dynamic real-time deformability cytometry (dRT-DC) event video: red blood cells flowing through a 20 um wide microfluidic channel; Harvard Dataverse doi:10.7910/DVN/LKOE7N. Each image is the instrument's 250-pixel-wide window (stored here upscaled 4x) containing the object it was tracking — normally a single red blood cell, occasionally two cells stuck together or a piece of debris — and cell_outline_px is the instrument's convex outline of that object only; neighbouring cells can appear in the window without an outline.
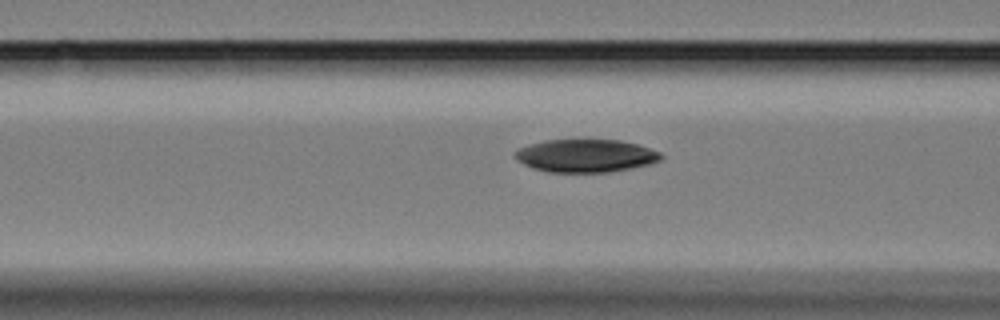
{"species": "Egyptian fruit bat (a non-hibernating species)", "species_latin": "Rousettus aegyptiacus", "temperature_condition": "cold", "stored_images_in_passage": 30, "camera_frame_rate_fps": 3000, "um_per_image_px": 0.085, "animal": {"sex": "female"}, "frame": {"image": 1, "passage_image": 5, "time_ms": 1.333, "image_size_px": [1000, 320], "cell_outline_px": [[664, 156], [660, 160], [648, 164], [632, 168], [608, 172], [548, 172], [532, 168], [516, 160], [512, 156], [512, 152], [528, 144], [544, 140], [620, 140], [636, 144], [660, 152]], "centroid_in_image_um": [49.73, 13.24], "position_along_channel_um": 116.9, "area_um2": 28.09}}
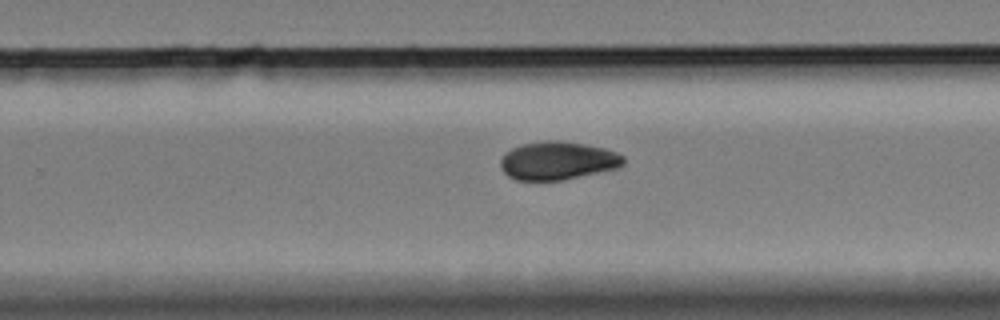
{"frame": {"image": 2, "passage_image": 20, "time_ms": 6.333, "image_size_px": [1000, 320], "cell_outline_px": [[624, 164], [616, 168], [560, 180], [516, 180], [508, 176], [500, 168], [500, 160], [504, 152], [520, 144], [544, 140], [560, 140], [584, 144], [604, 148], [616, 152], [624, 156]], "centroid_in_image_um": [47.35, 13.64], "position_along_channel_um": 282.4, "area_um2": 27.4}}
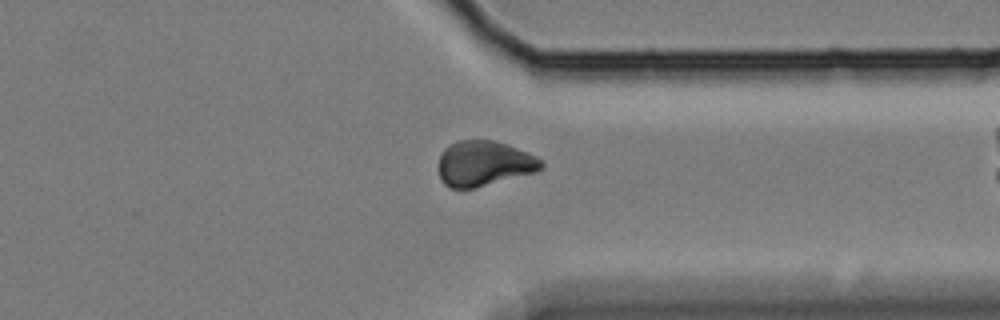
{"frame": {"image": 3, "passage_image": 28, "time_ms": 9.0, "image_size_px": [1000, 320], "cell_outline_px": [[544, 168], [536, 172], [476, 188], [452, 188], [444, 184], [440, 180], [436, 168], [440, 156], [444, 148], [448, 144], [456, 140], [496, 140], [508, 144], [528, 152], [536, 156], [544, 164]], "centroid_in_image_um": [41.11, 13.89], "position_along_channel_um": 370.3, "area_um2": 27.69}}